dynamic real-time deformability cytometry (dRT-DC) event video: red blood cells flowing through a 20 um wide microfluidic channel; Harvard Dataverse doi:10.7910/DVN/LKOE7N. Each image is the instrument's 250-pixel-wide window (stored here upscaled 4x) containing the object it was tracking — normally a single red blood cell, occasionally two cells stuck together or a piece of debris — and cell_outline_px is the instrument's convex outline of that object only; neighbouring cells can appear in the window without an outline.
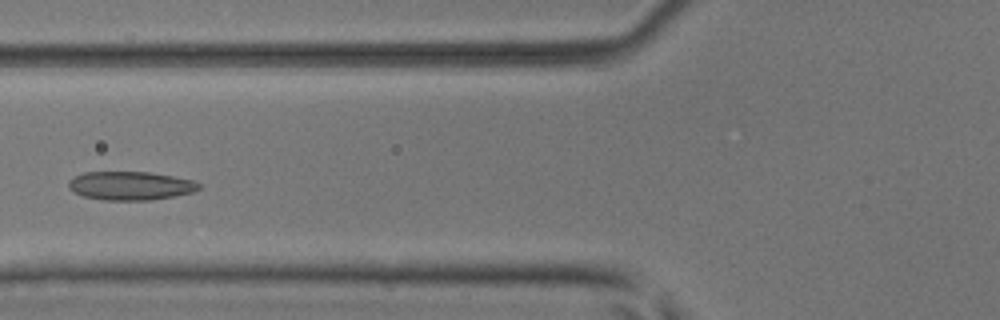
{"species": "common noctule bat (a hibernating species)", "species_latin": "Nyctalus noctula", "temperature_condition": "room temperature", "stored_images_in_passage": 4, "camera_frame_rate_fps": 3000, "um_per_image_px": 0.085, "animal": {"sex": "male", "body_mass_g": 17.9, "forearm_length_mm": 54.2}, "frame": {"image": 1, "passage_image": 3, "time_ms": 0.667, "image_size_px": [1000, 320], "cell_outline_px": [[200, 188], [192, 192], [176, 196], [152, 200], [104, 200], [84, 196], [68, 188], [68, 180], [84, 172], [148, 172], [172, 176], [192, 180], [200, 184]], "centroid_in_image_um": [11.09, 15.79], "position_along_channel_um": 114.7, "area_um2": 21.62}}
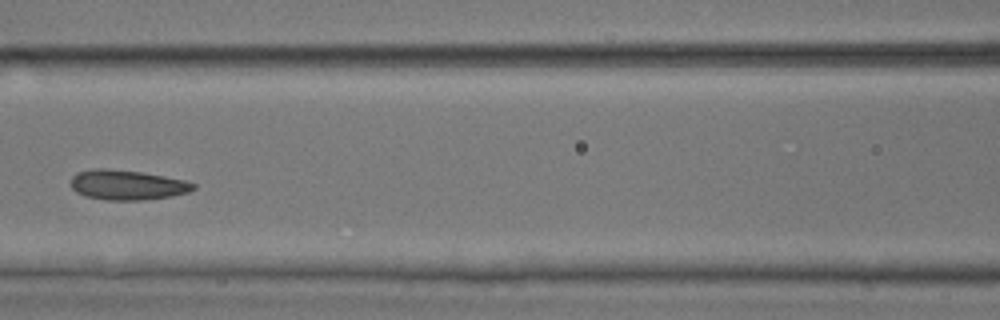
{"frame": {"image": 2, "passage_image": 4, "time_ms": 1.0, "image_size_px": [1000, 320], "cell_outline_px": [[196, 188], [188, 192], [168, 196], [144, 200], [108, 200], [84, 196], [76, 192], [72, 188], [72, 176], [76, 172], [96, 168], [104, 168], [140, 172], [164, 176], [184, 180], [196, 184]], "centroid_in_image_um": [10.79, 15.72], "position_along_channel_um": 155.8, "area_um2": 21.21}}